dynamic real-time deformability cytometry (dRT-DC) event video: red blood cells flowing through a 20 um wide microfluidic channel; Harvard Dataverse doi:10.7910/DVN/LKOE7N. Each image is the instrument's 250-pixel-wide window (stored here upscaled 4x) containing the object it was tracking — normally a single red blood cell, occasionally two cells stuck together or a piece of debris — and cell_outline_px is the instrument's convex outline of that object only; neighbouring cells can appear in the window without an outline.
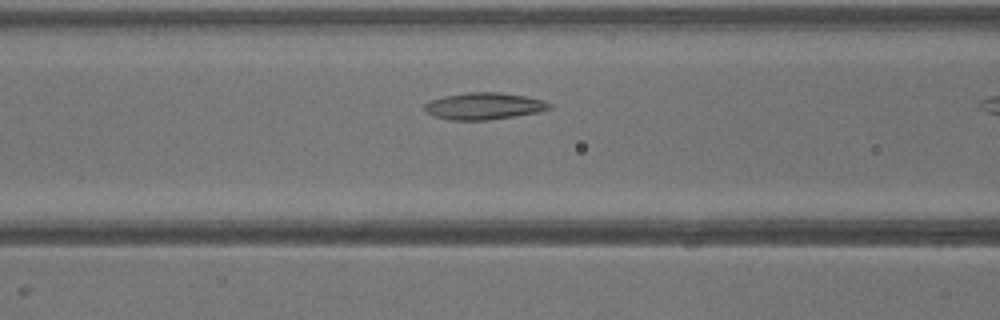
{"species": "common noctule bat (a hibernating species)", "species_latin": "Nyctalus noctula", "temperature_condition": "warm", "stored_images_in_passage": 8, "camera_frame_rate_fps": 3000, "um_per_image_px": 0.085, "animal": {"sex": "male", "body_mass_g": 13.3}, "frame": {"image": 1, "passage_image": 7, "time_ms": 2.0, "image_size_px": [1000, 320], "cell_outline_px": [[552, 108], [540, 112], [488, 120], [452, 120], [436, 116], [428, 112], [424, 108], [424, 104], [432, 100], [444, 96], [468, 92], [500, 92], [524, 96], [544, 100], [552, 104]], "centroid_in_image_um": [41.19, 9.01], "position_along_channel_um": 125.4, "area_um2": 19.42}}